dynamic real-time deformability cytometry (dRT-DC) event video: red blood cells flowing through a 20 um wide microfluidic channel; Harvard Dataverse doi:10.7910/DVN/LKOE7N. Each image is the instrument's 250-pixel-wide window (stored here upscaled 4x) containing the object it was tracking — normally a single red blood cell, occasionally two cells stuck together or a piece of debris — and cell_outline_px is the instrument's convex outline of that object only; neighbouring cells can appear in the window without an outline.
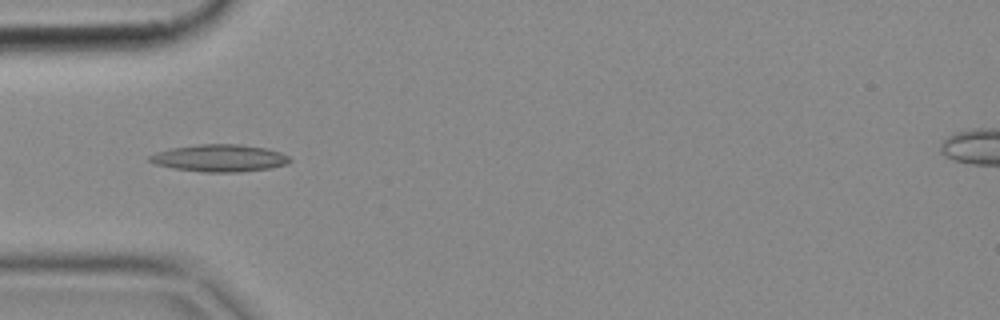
{"species": "common noctule bat (a hibernating species)", "species_latin": "Nyctalus noctula", "temperature_condition": "cold", "stored_images_in_passage": 6, "camera_frame_rate_fps": 3000, "um_per_image_px": 0.085, "animal": {"sex": "female", "body_mass_g": 18.4}, "frame": {"image": 1, "passage_image": 5, "time_ms": 1.333, "image_size_px": [1000, 320], "cell_outline_px": [[292, 160], [288, 164], [268, 168], [240, 172], [200, 172], [172, 168], [152, 164], [148, 160], [148, 156], [156, 152], [168, 148], [200, 144], [240, 144], [264, 148], [280, 152], [288, 156]], "centroid_in_image_um": [18.6, 13.44], "position_along_channel_um": 66.4, "area_um2": 22.43}}
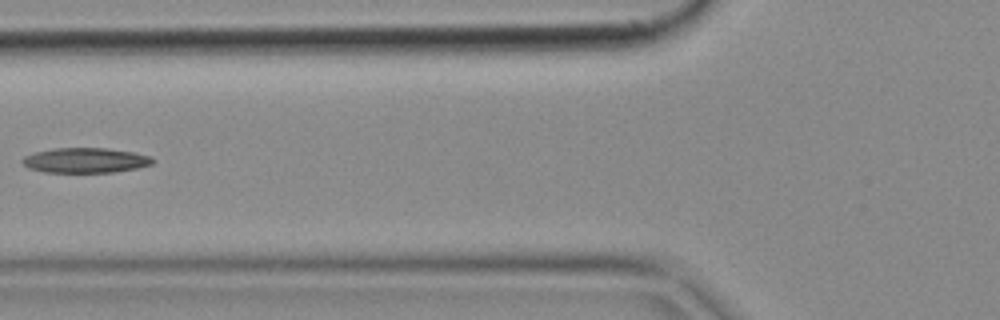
{"frame": {"image": 2, "passage_image": 6, "time_ms": 1.667, "image_size_px": [1000, 320], "cell_outline_px": [[156, 160], [152, 164], [136, 168], [112, 172], [44, 172], [28, 168], [20, 160], [24, 156], [36, 152], [56, 148], [108, 148], [132, 152], [152, 156]], "centroid_in_image_um": [7.27, 13.62], "position_along_channel_um": 118.5, "area_um2": 18.96}}